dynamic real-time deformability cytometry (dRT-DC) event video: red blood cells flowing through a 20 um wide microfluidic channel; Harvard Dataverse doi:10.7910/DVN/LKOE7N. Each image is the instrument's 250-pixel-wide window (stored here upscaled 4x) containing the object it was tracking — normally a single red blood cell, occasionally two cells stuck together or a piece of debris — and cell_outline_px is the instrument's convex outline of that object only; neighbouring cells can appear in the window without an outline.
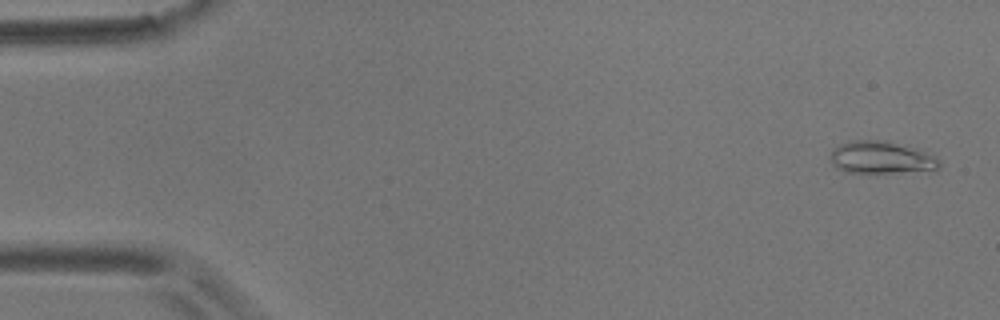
{"species": "common noctule bat (a hibernating species)", "species_latin": "Nyctalus noctula", "temperature_condition": "room temperature", "stored_images_in_passage": 32, "camera_frame_rate_fps": 3000, "um_per_image_px": 0.085, "animal": {"sex": "male", "body_mass_g": 17.9}, "frame": {"image": 1, "passage_image": 1, "time_ms": 0.0, "image_size_px": [1000, 320], "cell_outline_px": [[940, 168], [936, 172], [844, 172], [836, 168], [828, 160], [832, 148], [840, 144], [852, 140], [888, 140], [916, 148], [936, 156], [940, 160]], "centroid_in_image_um": [74.94, 13.4], "position_along_channel_um": 10.1, "area_um2": 21.27}}
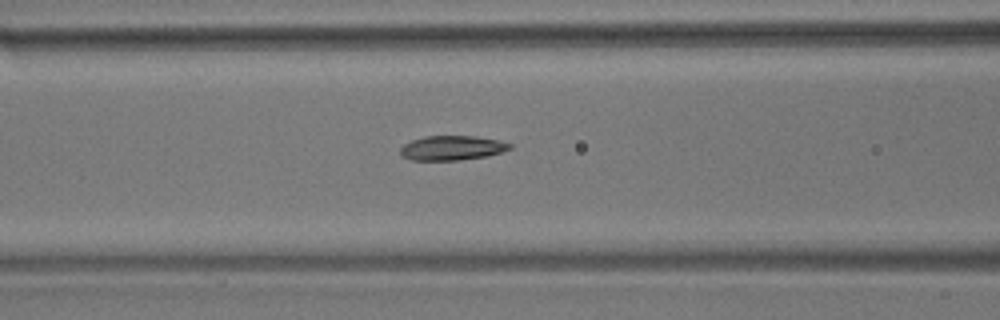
{"frame": {"image": 2, "passage_image": 21, "time_ms": 6.667, "image_size_px": [1000, 320], "cell_outline_px": [[512, 148], [488, 156], [460, 160], [412, 160], [400, 156], [400, 148], [404, 144], [412, 140], [424, 136], [476, 136], [500, 140], [512, 144]], "centroid_in_image_um": [38.42, 12.57], "position_along_channel_um": 128.2, "area_um2": 15.78}}
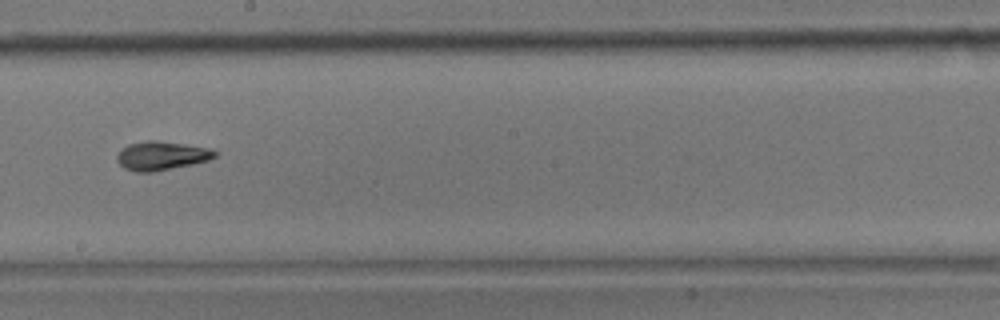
{"frame": {"image": 3, "passage_image": 30, "time_ms": 9.667, "image_size_px": [1000, 320], "cell_outline_px": [[216, 156], [208, 160], [192, 164], [152, 172], [136, 172], [124, 168], [116, 160], [116, 156], [120, 148], [128, 144], [148, 140], [156, 140], [208, 148], [216, 152]], "centroid_in_image_um": [13.66, 13.24], "position_along_channel_um": 234.5, "area_um2": 16.3}}